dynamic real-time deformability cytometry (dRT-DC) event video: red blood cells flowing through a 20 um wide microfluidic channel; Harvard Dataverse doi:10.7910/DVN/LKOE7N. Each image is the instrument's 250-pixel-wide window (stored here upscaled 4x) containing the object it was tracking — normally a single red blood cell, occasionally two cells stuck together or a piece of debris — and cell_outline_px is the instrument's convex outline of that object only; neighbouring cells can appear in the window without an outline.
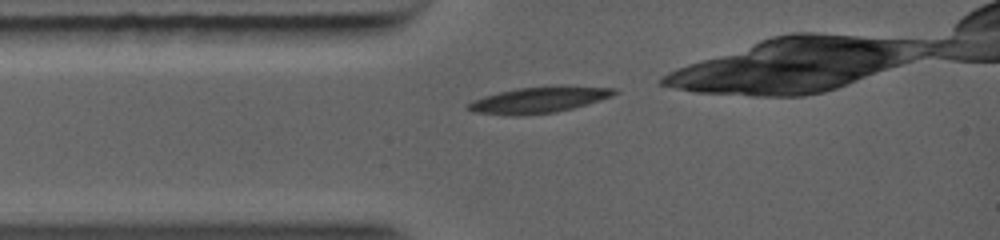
{"species": "common noctule bat (a hibernating species)", "species_latin": "Nyctalus noctula", "temperature_condition": "warm", "stored_images_in_passage": 30, "camera_frame_rate_fps": 5000, "um_per_image_px": 0.085, "animal": {"sex": "female", "body_mass_g": 19.0, "forearm_length_mm": 56.7}, "frame": {"image": 1, "passage_image": 1, "time_ms": 0.0, "image_size_px": [1000, 240], "cell_outline_px": [[620, 92], [612, 96], [600, 100], [572, 108], [552, 112], [516, 116], [512, 116], [476, 112], [468, 108], [468, 104], [484, 96], [516, 88], [560, 84], [616, 88]], "centroid_in_image_um": [45.9, 8.45], "position_along_channel_um": 39.1, "area_um2": 22.31}}
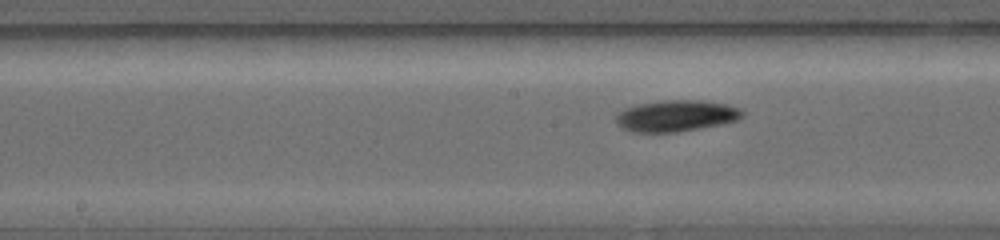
{"frame": {"image": 2, "passage_image": 13, "time_ms": 3.2, "image_size_px": [1000, 240], "cell_outline_px": [[744, 116], [736, 120], [716, 124], [668, 132], [644, 132], [628, 128], [620, 124], [616, 120], [616, 116], [620, 112], [636, 104], [664, 100], [700, 100], [724, 104], [740, 108], [744, 112]], "centroid_in_image_um": [57.51, 9.8], "position_along_channel_um": 190.7, "area_um2": 22.02}}
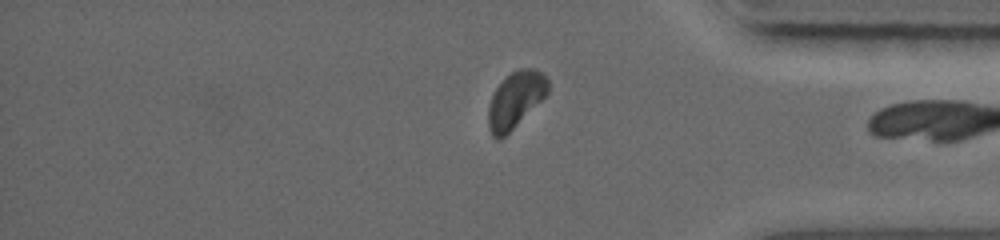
{"frame": {"image": 3, "passage_image": 29, "time_ms": 7.6, "image_size_px": [1000, 240], "cell_outline_px": [[548, 92], [504, 136], [496, 140], [492, 136], [488, 124], [488, 108], [492, 96], [496, 88], [512, 72], [520, 68], [536, 68], [544, 72], [548, 80]], "centroid_in_image_um": [43.81, 8.44], "position_along_channel_um": 391.4, "area_um2": 18.96}}